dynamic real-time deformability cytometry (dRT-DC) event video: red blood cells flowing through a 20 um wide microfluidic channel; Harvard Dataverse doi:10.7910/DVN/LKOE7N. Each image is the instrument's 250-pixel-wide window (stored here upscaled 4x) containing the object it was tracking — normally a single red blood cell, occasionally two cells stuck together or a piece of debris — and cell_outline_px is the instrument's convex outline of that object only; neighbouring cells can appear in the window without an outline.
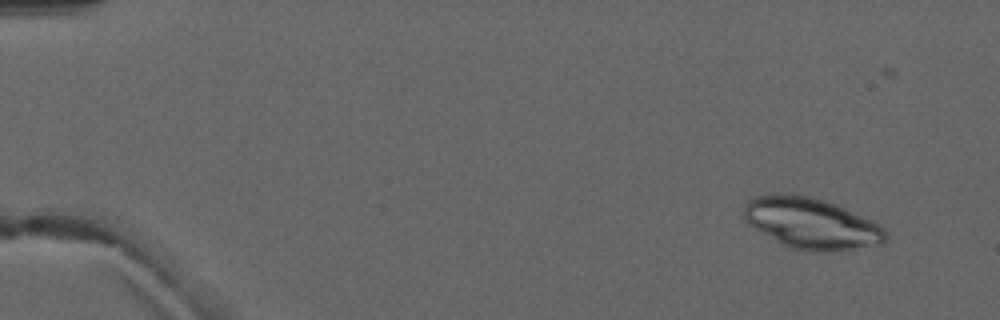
{"species": "common noctule bat (a hibernating species)", "species_latin": "Nyctalus noctula", "temperature_condition": "warm", "stored_images_in_passage": 5, "camera_frame_rate_fps": 3000, "um_per_image_px": 0.085, "animal": {"sex": "male", "forearm_length_mm": 52.5}, "frame": {"image": 1, "passage_image": 2, "time_ms": 2.0, "image_size_px": [1000, 320], "cell_outline_px": [[888, 240], [884, 244], [828, 252], [812, 252], [792, 248], [776, 240], [748, 224], [744, 220], [744, 204], [752, 196], [772, 192], [792, 192], [808, 196], [836, 204], [884, 228], [888, 236]], "centroid_in_image_um": [68.92, 18.96], "position_along_channel_um": 16.1, "area_um2": 42.31}}